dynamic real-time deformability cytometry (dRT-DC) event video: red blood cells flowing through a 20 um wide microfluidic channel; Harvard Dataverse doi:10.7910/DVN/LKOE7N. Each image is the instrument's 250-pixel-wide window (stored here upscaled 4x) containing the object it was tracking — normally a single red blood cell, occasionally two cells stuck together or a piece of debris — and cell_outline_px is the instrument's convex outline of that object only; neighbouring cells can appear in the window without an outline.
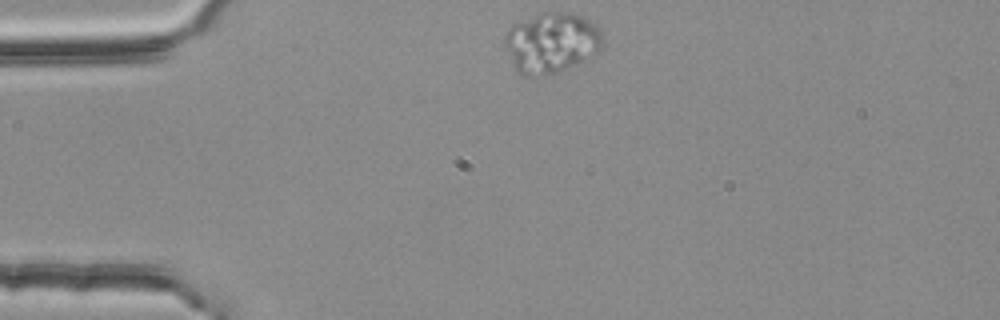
{"species": "common noctule bat (a hibernating species)", "species_latin": "Nyctalus noctula", "temperature_condition": "room temperature", "stored_images_in_passage": 45, "camera_frame_rate_fps": 3000, "um_per_image_px": 0.085, "animal": {"sex": "female", "body_mass_g": 25.1}, "frame": {"image": 1, "passage_image": 1, "time_ms": 0.0, "image_size_px": [1000, 320], "cell_outline_px": [[604, 44], [600, 52], [576, 64], [556, 72], [544, 76], [524, 76], [516, 68], [504, 44], [504, 36], [508, 28], [512, 24], [540, 12], [568, 12], [580, 16], [588, 20], [600, 28], [604, 36]], "centroid_in_image_um": [46.9, 3.61], "position_along_channel_um": 38.1, "area_um2": 34.68}}
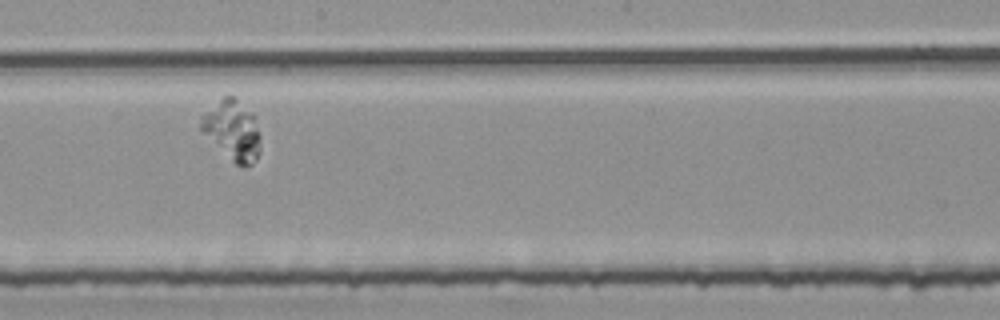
{"frame": {"image": 2, "passage_image": 20, "time_ms": 6.333, "image_size_px": [1000, 320], "cell_outline_px": [[260, 152], [256, 160], [252, 164], [244, 168], [236, 164], [200, 128], [200, 116], [224, 96], [232, 96], [256, 116], [260, 136]], "centroid_in_image_um": [19.81, 11.08], "position_along_channel_um": 228.4, "area_um2": 20.4}}
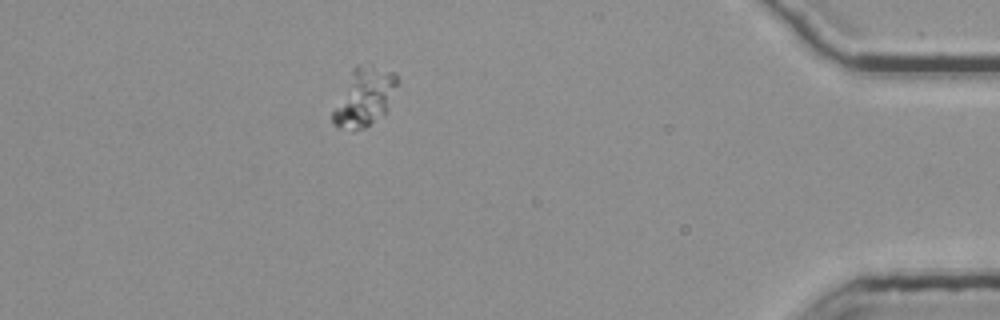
{"frame": {"image": 3, "passage_image": 39, "time_ms": 12.667, "image_size_px": [1000, 320], "cell_outline_px": [[396, 84], [384, 112], [364, 128], [352, 132], [340, 128], [332, 124], [332, 112], [352, 68], [356, 64], [396, 72]], "centroid_in_image_um": [30.88, 8.29], "position_along_channel_um": 404.3, "area_um2": 21.1}}